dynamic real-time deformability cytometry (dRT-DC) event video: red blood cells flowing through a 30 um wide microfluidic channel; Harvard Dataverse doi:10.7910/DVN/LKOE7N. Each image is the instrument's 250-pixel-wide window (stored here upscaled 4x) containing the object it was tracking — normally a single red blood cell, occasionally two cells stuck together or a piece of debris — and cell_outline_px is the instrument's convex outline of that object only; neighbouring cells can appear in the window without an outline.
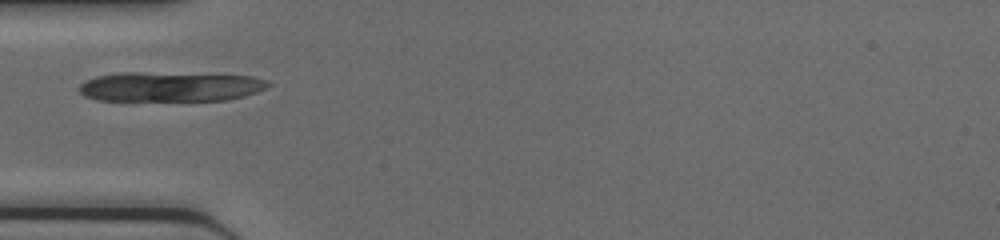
{"species": "common noctule bat (a hibernating species)", "species_latin": "Nyctalus noctula", "temperature_condition": "cold", "stored_images_in_passage": 19, "camera_frame_rate_fps": 3000, "um_per_image_px": 0.085, "animal": {"sex": "female", "body_mass_g": 17.0, "forearm_length_mm": 48.0}, "frame": {"image": 1, "passage_image": 1, "time_ms": 0.0, "image_size_px": [1000, 240], "cell_outline_px": [[248, 92], [236, 96], [216, 100], [108, 100], [92, 96], [84, 92], [80, 88], [84, 84], [92, 80], [104, 76], [240, 76], [248, 80]], "centroid_in_image_um": [14.13, 7.46], "position_along_channel_um": 70.9, "area_um2": 26.53}}
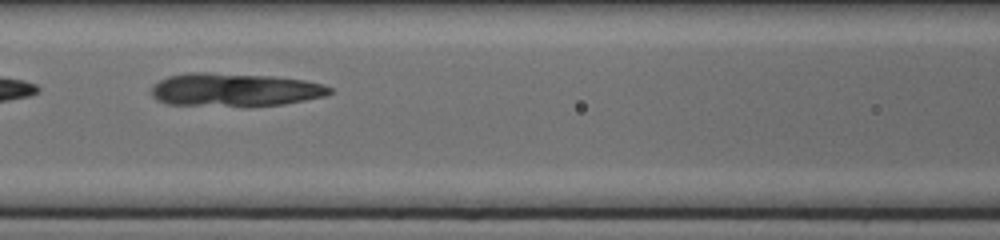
{"frame": {"image": 2, "passage_image": 6, "time_ms": 1.667, "image_size_px": [1000, 240], "cell_outline_px": [[328, 92], [316, 96], [296, 100], [272, 104], [232, 104], [164, 100], [156, 96], [156, 88], [164, 80], [176, 76], [248, 76], [296, 80], [316, 84], [328, 88]], "centroid_in_image_um": [20.09, 7.63], "position_along_channel_um": 146.5, "area_um2": 28.32}}
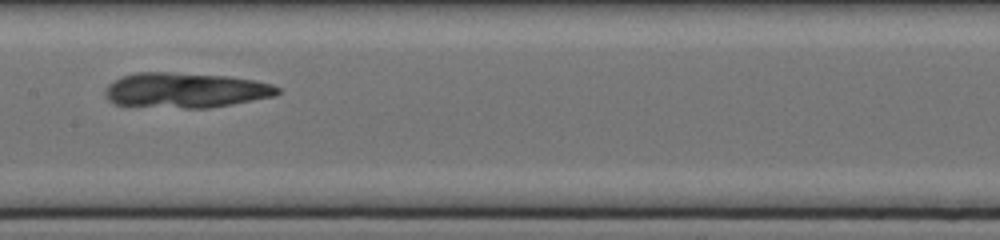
{"frame": {"image": 3, "passage_image": 9, "time_ms": 2.667, "image_size_px": [1000, 240], "cell_outline_px": [[276, 92], [264, 96], [224, 104], [124, 104], [116, 100], [112, 96], [112, 84], [128, 76], [208, 76], [244, 80], [264, 84], [276, 88]], "centroid_in_image_um": [15.85, 7.66], "position_along_channel_um": 191.6, "area_um2": 28.15}}